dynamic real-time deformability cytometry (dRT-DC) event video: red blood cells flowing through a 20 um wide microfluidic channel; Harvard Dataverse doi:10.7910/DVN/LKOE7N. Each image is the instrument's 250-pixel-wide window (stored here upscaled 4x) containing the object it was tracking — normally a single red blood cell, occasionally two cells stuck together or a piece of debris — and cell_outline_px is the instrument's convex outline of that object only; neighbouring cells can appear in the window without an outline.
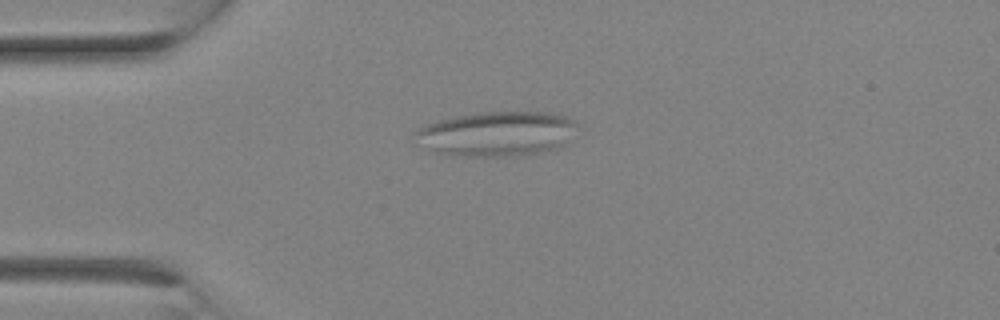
{"species": "Egyptian fruit bat (a non-hibernating species)", "species_latin": "Rousettus aegyptiacus", "temperature_condition": "room temperature", "stored_images_in_passage": 4, "camera_frame_rate_fps": 3000, "um_per_image_px": 0.085, "animal": {"sex": "female"}, "frame": {"image": 1, "passage_image": 1, "time_ms": 0.0, "image_size_px": [1000, 320], "cell_outline_px": [[576, 124], [564, 144], [560, 148], [540, 152], [508, 156], [452, 156], [436, 152], [416, 132], [420, 128], [428, 124], [440, 120], [456, 116], [476, 112], [548, 112], [564, 116], [576, 120]], "centroid_in_image_um": [42.32, 11.36], "position_along_channel_um": 42.7, "area_um2": 41.15}}